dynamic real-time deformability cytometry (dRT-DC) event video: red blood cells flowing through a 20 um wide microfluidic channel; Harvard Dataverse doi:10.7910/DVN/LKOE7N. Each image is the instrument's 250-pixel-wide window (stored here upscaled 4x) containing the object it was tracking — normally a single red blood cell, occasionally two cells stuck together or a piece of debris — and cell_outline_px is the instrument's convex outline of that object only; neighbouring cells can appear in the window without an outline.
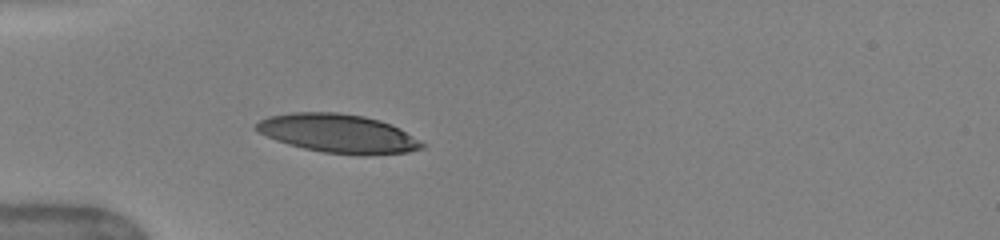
{"species": "human", "species_latin": "Homo sapiens", "temperature_condition": "warm", "stored_images_in_passage": 36, "camera_frame_rate_fps": 3000, "um_per_image_px": 0.085, "donor": {"sex": "female"}, "frame": {"image": 1, "passage_image": 6, "time_ms": 1.667, "image_size_px": [1000, 240], "cell_outline_px": [[424, 148], [408, 152], [364, 156], [360, 156], [324, 152], [304, 148], [288, 144], [276, 140], [260, 132], [256, 128], [256, 124], [260, 120], [268, 116], [292, 112], [336, 112], [364, 116], [380, 120], [392, 124], [400, 128], [424, 144]], "centroid_in_image_um": [28.77, 11.35], "position_along_channel_um": 56.2, "area_um2": 37.34}, "authors_computed_cell_mechanics": {"area_um2": 37.3388, "velocity_mm_per_s": 4.0488, "shape_relaxation_time_tau1_ms": 2.7354, "shape_relaxation_time_tau2_ms": null, "deformation_change_tau1": 0.1612, "deformation_change_tau2": null}}